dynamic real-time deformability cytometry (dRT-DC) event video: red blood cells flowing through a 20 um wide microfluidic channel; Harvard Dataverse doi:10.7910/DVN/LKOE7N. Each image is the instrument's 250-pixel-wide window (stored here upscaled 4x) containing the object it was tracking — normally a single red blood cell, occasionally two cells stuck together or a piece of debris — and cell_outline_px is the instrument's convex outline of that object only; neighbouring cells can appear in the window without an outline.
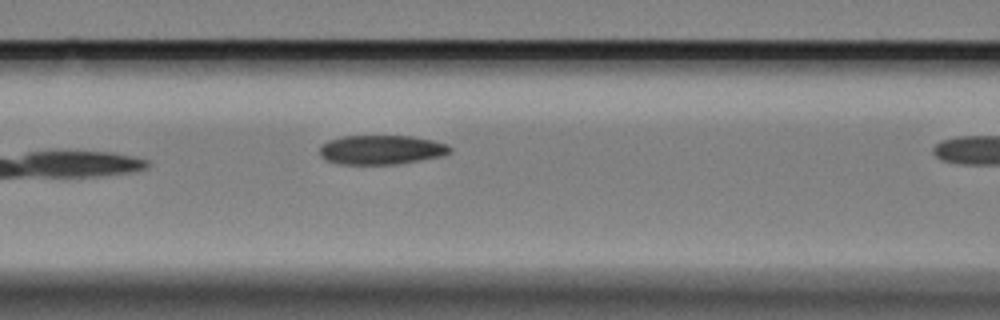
{"species": "Egyptian fruit bat (a non-hibernating species)", "species_latin": "Rousettus aegyptiacus", "temperature_condition": "cold", "stored_images_in_passage": 9, "camera_frame_rate_fps": 3000, "um_per_image_px": 0.085, "animal": {"sex": "female"}, "frame": {"image": 1, "passage_image": 8, "time_ms": 2.333, "image_size_px": [1000, 320], "cell_outline_px": [[452, 152], [444, 156], [396, 164], [340, 164], [328, 160], [320, 156], [320, 144], [328, 140], [344, 136], [412, 136], [432, 140], [448, 144], [452, 148]], "centroid_in_image_um": [32.44, 12.73], "position_along_channel_um": 134.2, "area_um2": 22.37}}